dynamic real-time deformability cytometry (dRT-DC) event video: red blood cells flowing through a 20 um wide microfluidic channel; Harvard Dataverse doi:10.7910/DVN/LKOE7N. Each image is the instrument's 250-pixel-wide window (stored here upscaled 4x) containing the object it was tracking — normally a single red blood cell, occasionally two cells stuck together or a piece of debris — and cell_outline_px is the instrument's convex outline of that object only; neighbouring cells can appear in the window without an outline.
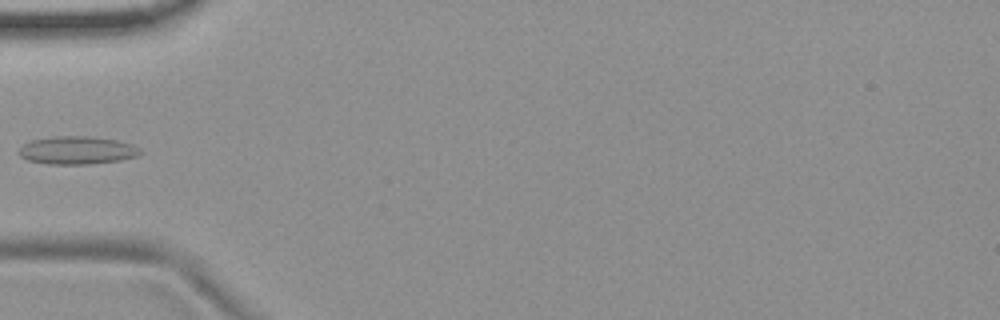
{"species": "common noctule bat (a hibernating species)", "species_latin": "Nyctalus noctula", "temperature_condition": "room temperature", "stored_images_in_passage": 5, "camera_frame_rate_fps": 3000, "um_per_image_px": 0.085, "animal": {"sex": "female", "body_mass_g": 19.9}, "frame": {"image": 1, "passage_image": 4, "time_ms": 1.0, "image_size_px": [1000, 320], "cell_outline_px": [[144, 152], [136, 156], [120, 160], [92, 164], [48, 164], [28, 160], [20, 156], [16, 152], [24, 144], [32, 140], [52, 136], [92, 136], [116, 140], [132, 144], [140, 148]], "centroid_in_image_um": [6.56, 12.77], "position_along_channel_um": 78.4, "area_um2": 19.94}}
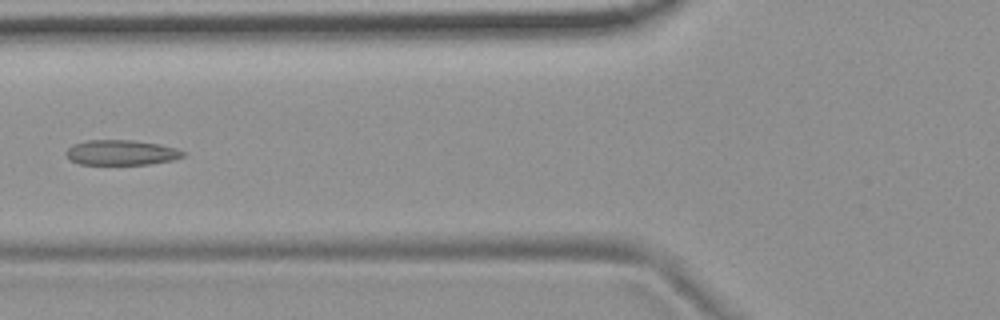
{"frame": {"image": 2, "passage_image": 5, "time_ms": 1.333, "image_size_px": [1000, 320], "cell_outline_px": [[188, 152], [184, 156], [172, 160], [148, 164], [80, 164], [68, 160], [64, 152], [72, 144], [88, 140], [132, 140], [160, 144], [176, 148]], "centroid_in_image_um": [10.29, 12.96], "position_along_channel_um": 115.5, "area_um2": 17.28}}